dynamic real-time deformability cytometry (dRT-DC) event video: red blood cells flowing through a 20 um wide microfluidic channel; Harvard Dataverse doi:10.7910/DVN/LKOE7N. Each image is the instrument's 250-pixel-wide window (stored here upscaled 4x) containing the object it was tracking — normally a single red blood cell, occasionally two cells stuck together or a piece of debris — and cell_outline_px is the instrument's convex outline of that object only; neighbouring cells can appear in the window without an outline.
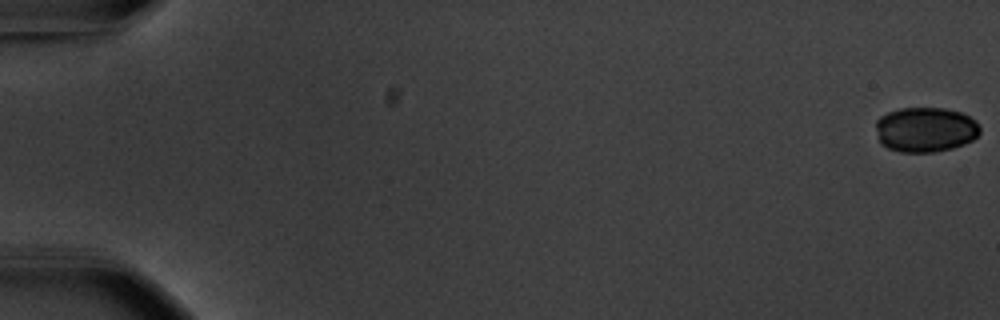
{"species": "common noctule bat (a hibernating species)", "species_latin": "Nyctalus noctula", "temperature_condition": "warm", "stored_images_in_passage": 56, "camera_frame_rate_fps": 3000, "um_per_image_px": 0.085, "animal": {"sex": "male", "body_mass_g": 20.1, "forearm_length_mm": 53.5}, "frame": {"image": 1, "passage_image": 1, "time_ms": 0.0, "image_size_px": [1000, 320], "cell_outline_px": [[980, 132], [972, 140], [964, 144], [952, 148], [936, 152], [900, 152], [888, 148], [880, 144], [876, 128], [876, 120], [880, 116], [888, 112], [900, 108], [944, 108], [960, 112], [968, 116], [980, 128]], "centroid_in_image_um": [78.62, 11.02], "position_along_channel_um": 6.4, "area_um2": 27.22}}
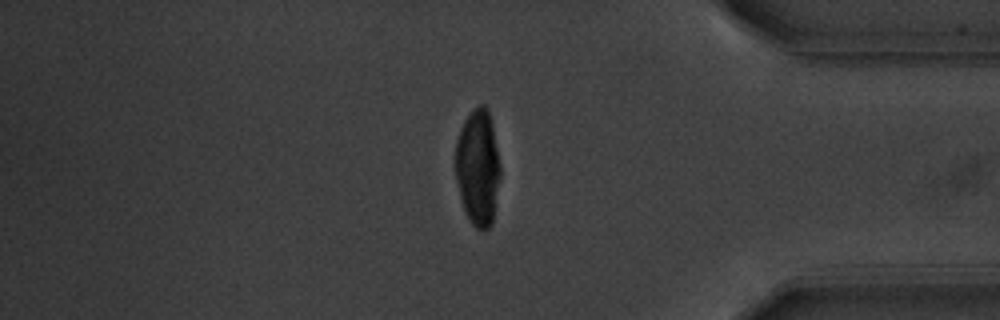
{"frame": {"image": 2, "passage_image": 48, "time_ms": 15.667, "image_size_px": [1000, 320], "cell_outline_px": [[500, 176], [492, 224], [484, 232], [476, 228], [468, 220], [464, 212], [456, 180], [456, 140], [460, 128], [464, 120], [472, 108], [480, 104], [484, 104], [488, 108], [492, 124], [500, 168]], "centroid_in_image_um": [40.61, 14.24], "position_along_channel_um": 394.6, "area_um2": 30.52}}
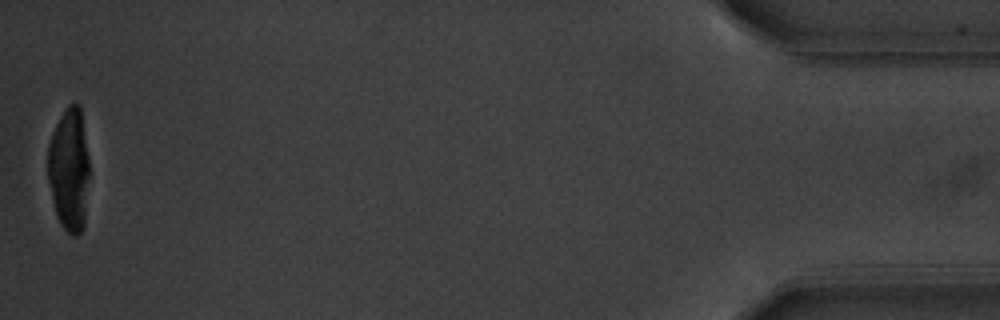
{"frame": {"image": 3, "passage_image": 56, "time_ms": 18.333, "image_size_px": [1000, 320], "cell_outline_px": [[88, 176], [84, 228], [76, 236], [72, 236], [60, 224], [52, 200], [48, 180], [48, 144], [52, 132], [60, 116], [68, 104], [76, 104], [80, 108], [88, 156]], "centroid_in_image_um": [5.86, 14.43], "position_along_channel_um": 429.3, "area_um2": 29.54}}